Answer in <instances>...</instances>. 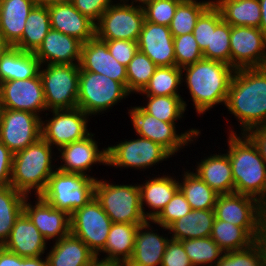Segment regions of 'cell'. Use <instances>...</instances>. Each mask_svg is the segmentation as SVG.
Returning a JSON list of instances; mask_svg holds the SVG:
<instances>
[{"label": "cell", "instance_id": "1", "mask_svg": "<svg viewBox=\"0 0 266 266\" xmlns=\"http://www.w3.org/2000/svg\"><path fill=\"white\" fill-rule=\"evenodd\" d=\"M225 106L240 123L241 134L266 126V67L235 70Z\"/></svg>", "mask_w": 266, "mask_h": 266}, {"label": "cell", "instance_id": "2", "mask_svg": "<svg viewBox=\"0 0 266 266\" xmlns=\"http://www.w3.org/2000/svg\"><path fill=\"white\" fill-rule=\"evenodd\" d=\"M181 71L182 82L186 83L198 114H204L220 103L225 106L230 81L235 71L229 64L202 59L181 68Z\"/></svg>", "mask_w": 266, "mask_h": 266}, {"label": "cell", "instance_id": "3", "mask_svg": "<svg viewBox=\"0 0 266 266\" xmlns=\"http://www.w3.org/2000/svg\"><path fill=\"white\" fill-rule=\"evenodd\" d=\"M230 129L226 151L232 166L234 193L257 198L266 206V163L246 134Z\"/></svg>", "mask_w": 266, "mask_h": 266}, {"label": "cell", "instance_id": "4", "mask_svg": "<svg viewBox=\"0 0 266 266\" xmlns=\"http://www.w3.org/2000/svg\"><path fill=\"white\" fill-rule=\"evenodd\" d=\"M53 148L42 137L27 148L13 154L12 175L10 185L18 192L29 197L40 196L55 171Z\"/></svg>", "mask_w": 266, "mask_h": 266}, {"label": "cell", "instance_id": "5", "mask_svg": "<svg viewBox=\"0 0 266 266\" xmlns=\"http://www.w3.org/2000/svg\"><path fill=\"white\" fill-rule=\"evenodd\" d=\"M97 178L80 173H66L55 168L40 197L56 209L71 215L94 197Z\"/></svg>", "mask_w": 266, "mask_h": 266}, {"label": "cell", "instance_id": "6", "mask_svg": "<svg viewBox=\"0 0 266 266\" xmlns=\"http://www.w3.org/2000/svg\"><path fill=\"white\" fill-rule=\"evenodd\" d=\"M94 197L112 223L143 224L147 221L141 207L140 189L136 183L116 185L97 179Z\"/></svg>", "mask_w": 266, "mask_h": 266}, {"label": "cell", "instance_id": "7", "mask_svg": "<svg viewBox=\"0 0 266 266\" xmlns=\"http://www.w3.org/2000/svg\"><path fill=\"white\" fill-rule=\"evenodd\" d=\"M215 217L244 228L256 241L266 229V206L257 198L245 194H219Z\"/></svg>", "mask_w": 266, "mask_h": 266}, {"label": "cell", "instance_id": "8", "mask_svg": "<svg viewBox=\"0 0 266 266\" xmlns=\"http://www.w3.org/2000/svg\"><path fill=\"white\" fill-rule=\"evenodd\" d=\"M129 95L120 82L110 77L90 71L79 73L77 107L90 117L107 112Z\"/></svg>", "mask_w": 266, "mask_h": 266}, {"label": "cell", "instance_id": "9", "mask_svg": "<svg viewBox=\"0 0 266 266\" xmlns=\"http://www.w3.org/2000/svg\"><path fill=\"white\" fill-rule=\"evenodd\" d=\"M40 66L47 111L77 107L79 94V64Z\"/></svg>", "mask_w": 266, "mask_h": 266}, {"label": "cell", "instance_id": "10", "mask_svg": "<svg viewBox=\"0 0 266 266\" xmlns=\"http://www.w3.org/2000/svg\"><path fill=\"white\" fill-rule=\"evenodd\" d=\"M128 111L137 135L158 143L172 156L185 148L184 146L193 143L201 135V130L194 128L179 134L175 127L177 123L160 121L147 113L141 106L131 107Z\"/></svg>", "mask_w": 266, "mask_h": 266}, {"label": "cell", "instance_id": "11", "mask_svg": "<svg viewBox=\"0 0 266 266\" xmlns=\"http://www.w3.org/2000/svg\"><path fill=\"white\" fill-rule=\"evenodd\" d=\"M113 3L95 24V36L102 41H138L145 20L143 8L119 0Z\"/></svg>", "mask_w": 266, "mask_h": 266}, {"label": "cell", "instance_id": "12", "mask_svg": "<svg viewBox=\"0 0 266 266\" xmlns=\"http://www.w3.org/2000/svg\"><path fill=\"white\" fill-rule=\"evenodd\" d=\"M127 140L116 145H108L107 166L144 171L172 157L164 147L150 139L139 136L137 139Z\"/></svg>", "mask_w": 266, "mask_h": 266}, {"label": "cell", "instance_id": "13", "mask_svg": "<svg viewBox=\"0 0 266 266\" xmlns=\"http://www.w3.org/2000/svg\"><path fill=\"white\" fill-rule=\"evenodd\" d=\"M112 221L93 197L70 215V233L80 238L93 252L105 247Z\"/></svg>", "mask_w": 266, "mask_h": 266}, {"label": "cell", "instance_id": "14", "mask_svg": "<svg viewBox=\"0 0 266 266\" xmlns=\"http://www.w3.org/2000/svg\"><path fill=\"white\" fill-rule=\"evenodd\" d=\"M42 116L21 110L0 109V141L17 153L38 141L41 135Z\"/></svg>", "mask_w": 266, "mask_h": 266}, {"label": "cell", "instance_id": "15", "mask_svg": "<svg viewBox=\"0 0 266 266\" xmlns=\"http://www.w3.org/2000/svg\"><path fill=\"white\" fill-rule=\"evenodd\" d=\"M50 112L53 117L42 120L41 135L52 147L59 150L62 146L82 140L91 133L87 125L90 116L82 109L76 107Z\"/></svg>", "mask_w": 266, "mask_h": 266}, {"label": "cell", "instance_id": "16", "mask_svg": "<svg viewBox=\"0 0 266 266\" xmlns=\"http://www.w3.org/2000/svg\"><path fill=\"white\" fill-rule=\"evenodd\" d=\"M230 66L234 70L266 67V38L259 28L231 26Z\"/></svg>", "mask_w": 266, "mask_h": 266}, {"label": "cell", "instance_id": "17", "mask_svg": "<svg viewBox=\"0 0 266 266\" xmlns=\"http://www.w3.org/2000/svg\"><path fill=\"white\" fill-rule=\"evenodd\" d=\"M0 107L28 111L38 116L47 111L40 74L26 80L0 83Z\"/></svg>", "mask_w": 266, "mask_h": 266}, {"label": "cell", "instance_id": "18", "mask_svg": "<svg viewBox=\"0 0 266 266\" xmlns=\"http://www.w3.org/2000/svg\"><path fill=\"white\" fill-rule=\"evenodd\" d=\"M94 135L91 132L82 140L62 146L58 150L61 153L58 157L64 163L58 165L57 169L66 173L89 175L87 173L92 169V165H107V148L104 147L100 150L99 145H97L98 142L93 138Z\"/></svg>", "mask_w": 266, "mask_h": 266}, {"label": "cell", "instance_id": "19", "mask_svg": "<svg viewBox=\"0 0 266 266\" xmlns=\"http://www.w3.org/2000/svg\"><path fill=\"white\" fill-rule=\"evenodd\" d=\"M35 204L28 202L26 197L23 212L40 231L43 237L49 240H60L70 233V215L45 202L40 196H35Z\"/></svg>", "mask_w": 266, "mask_h": 266}, {"label": "cell", "instance_id": "20", "mask_svg": "<svg viewBox=\"0 0 266 266\" xmlns=\"http://www.w3.org/2000/svg\"><path fill=\"white\" fill-rule=\"evenodd\" d=\"M80 71H90L110 77L127 89L126 66L120 64L109 52L106 42L96 36L82 43Z\"/></svg>", "mask_w": 266, "mask_h": 266}, {"label": "cell", "instance_id": "21", "mask_svg": "<svg viewBox=\"0 0 266 266\" xmlns=\"http://www.w3.org/2000/svg\"><path fill=\"white\" fill-rule=\"evenodd\" d=\"M174 37L169 26L144 20L137 44L138 50L160 66H175Z\"/></svg>", "mask_w": 266, "mask_h": 266}, {"label": "cell", "instance_id": "22", "mask_svg": "<svg viewBox=\"0 0 266 266\" xmlns=\"http://www.w3.org/2000/svg\"><path fill=\"white\" fill-rule=\"evenodd\" d=\"M81 47L77 38L51 28L34 54L41 65L80 64Z\"/></svg>", "mask_w": 266, "mask_h": 266}, {"label": "cell", "instance_id": "23", "mask_svg": "<svg viewBox=\"0 0 266 266\" xmlns=\"http://www.w3.org/2000/svg\"><path fill=\"white\" fill-rule=\"evenodd\" d=\"M51 28L86 43L95 36V24L71 2L47 5Z\"/></svg>", "mask_w": 266, "mask_h": 266}, {"label": "cell", "instance_id": "24", "mask_svg": "<svg viewBox=\"0 0 266 266\" xmlns=\"http://www.w3.org/2000/svg\"><path fill=\"white\" fill-rule=\"evenodd\" d=\"M47 243L28 216L22 212L15 220L3 247L21 257H40L47 250Z\"/></svg>", "mask_w": 266, "mask_h": 266}, {"label": "cell", "instance_id": "25", "mask_svg": "<svg viewBox=\"0 0 266 266\" xmlns=\"http://www.w3.org/2000/svg\"><path fill=\"white\" fill-rule=\"evenodd\" d=\"M151 224L153 221L147 220L139 225L135 236L134 251L126 266H161L170 238L157 233L158 229L153 230Z\"/></svg>", "mask_w": 266, "mask_h": 266}, {"label": "cell", "instance_id": "26", "mask_svg": "<svg viewBox=\"0 0 266 266\" xmlns=\"http://www.w3.org/2000/svg\"><path fill=\"white\" fill-rule=\"evenodd\" d=\"M167 174L152 177L143 184H138L140 189L141 207L146 220L153 221L179 190L178 179ZM146 204V205H145ZM151 211L145 212V207Z\"/></svg>", "mask_w": 266, "mask_h": 266}, {"label": "cell", "instance_id": "27", "mask_svg": "<svg viewBox=\"0 0 266 266\" xmlns=\"http://www.w3.org/2000/svg\"><path fill=\"white\" fill-rule=\"evenodd\" d=\"M39 0H0V35L14 47L22 38L26 19Z\"/></svg>", "mask_w": 266, "mask_h": 266}, {"label": "cell", "instance_id": "28", "mask_svg": "<svg viewBox=\"0 0 266 266\" xmlns=\"http://www.w3.org/2000/svg\"><path fill=\"white\" fill-rule=\"evenodd\" d=\"M196 163V174L218 194L234 193L232 166L227 152L211 154Z\"/></svg>", "mask_w": 266, "mask_h": 266}, {"label": "cell", "instance_id": "29", "mask_svg": "<svg viewBox=\"0 0 266 266\" xmlns=\"http://www.w3.org/2000/svg\"><path fill=\"white\" fill-rule=\"evenodd\" d=\"M49 251L46 253L49 266H88L95 255L80 238L71 233L55 241Z\"/></svg>", "mask_w": 266, "mask_h": 266}, {"label": "cell", "instance_id": "30", "mask_svg": "<svg viewBox=\"0 0 266 266\" xmlns=\"http://www.w3.org/2000/svg\"><path fill=\"white\" fill-rule=\"evenodd\" d=\"M40 66L33 52L10 47L0 59V83L36 77Z\"/></svg>", "mask_w": 266, "mask_h": 266}, {"label": "cell", "instance_id": "31", "mask_svg": "<svg viewBox=\"0 0 266 266\" xmlns=\"http://www.w3.org/2000/svg\"><path fill=\"white\" fill-rule=\"evenodd\" d=\"M215 220L214 210H195L173 222L168 228L171 239L185 240L210 237Z\"/></svg>", "mask_w": 266, "mask_h": 266}, {"label": "cell", "instance_id": "32", "mask_svg": "<svg viewBox=\"0 0 266 266\" xmlns=\"http://www.w3.org/2000/svg\"><path fill=\"white\" fill-rule=\"evenodd\" d=\"M222 19L230 26L259 28L261 10L259 0H213Z\"/></svg>", "mask_w": 266, "mask_h": 266}, {"label": "cell", "instance_id": "33", "mask_svg": "<svg viewBox=\"0 0 266 266\" xmlns=\"http://www.w3.org/2000/svg\"><path fill=\"white\" fill-rule=\"evenodd\" d=\"M141 224L112 223L105 247L100 251L107 258L116 259L125 265L134 251L136 231Z\"/></svg>", "mask_w": 266, "mask_h": 266}, {"label": "cell", "instance_id": "34", "mask_svg": "<svg viewBox=\"0 0 266 266\" xmlns=\"http://www.w3.org/2000/svg\"><path fill=\"white\" fill-rule=\"evenodd\" d=\"M51 29L48 7L38 3L26 19L21 40L14 46L26 52H35Z\"/></svg>", "mask_w": 266, "mask_h": 266}, {"label": "cell", "instance_id": "35", "mask_svg": "<svg viewBox=\"0 0 266 266\" xmlns=\"http://www.w3.org/2000/svg\"><path fill=\"white\" fill-rule=\"evenodd\" d=\"M186 170L179 180V190L192 209L214 210L218 193L205 183L194 171ZM181 181V182H180Z\"/></svg>", "mask_w": 266, "mask_h": 266}, {"label": "cell", "instance_id": "36", "mask_svg": "<svg viewBox=\"0 0 266 266\" xmlns=\"http://www.w3.org/2000/svg\"><path fill=\"white\" fill-rule=\"evenodd\" d=\"M26 197L11 185L0 187V246L7 241L15 220L23 212Z\"/></svg>", "mask_w": 266, "mask_h": 266}, {"label": "cell", "instance_id": "37", "mask_svg": "<svg viewBox=\"0 0 266 266\" xmlns=\"http://www.w3.org/2000/svg\"><path fill=\"white\" fill-rule=\"evenodd\" d=\"M226 253L250 247L256 240L242 227L215 217L210 236Z\"/></svg>", "mask_w": 266, "mask_h": 266}, {"label": "cell", "instance_id": "38", "mask_svg": "<svg viewBox=\"0 0 266 266\" xmlns=\"http://www.w3.org/2000/svg\"><path fill=\"white\" fill-rule=\"evenodd\" d=\"M181 68L175 66L157 67L149 83L139 92V95L149 96H181L179 87L182 85Z\"/></svg>", "mask_w": 266, "mask_h": 266}, {"label": "cell", "instance_id": "39", "mask_svg": "<svg viewBox=\"0 0 266 266\" xmlns=\"http://www.w3.org/2000/svg\"><path fill=\"white\" fill-rule=\"evenodd\" d=\"M212 3L213 0H182L169 25L173 37L193 33L198 18Z\"/></svg>", "mask_w": 266, "mask_h": 266}, {"label": "cell", "instance_id": "40", "mask_svg": "<svg viewBox=\"0 0 266 266\" xmlns=\"http://www.w3.org/2000/svg\"><path fill=\"white\" fill-rule=\"evenodd\" d=\"M145 96L147 105L141 107L158 120L177 123L176 121L182 119L187 104L181 96Z\"/></svg>", "mask_w": 266, "mask_h": 266}, {"label": "cell", "instance_id": "41", "mask_svg": "<svg viewBox=\"0 0 266 266\" xmlns=\"http://www.w3.org/2000/svg\"><path fill=\"white\" fill-rule=\"evenodd\" d=\"M181 242L193 266H215L224 253L211 237L185 239Z\"/></svg>", "mask_w": 266, "mask_h": 266}, {"label": "cell", "instance_id": "42", "mask_svg": "<svg viewBox=\"0 0 266 266\" xmlns=\"http://www.w3.org/2000/svg\"><path fill=\"white\" fill-rule=\"evenodd\" d=\"M158 66L141 51H137L127 65V91L138 94L149 83L151 76Z\"/></svg>", "mask_w": 266, "mask_h": 266}, {"label": "cell", "instance_id": "43", "mask_svg": "<svg viewBox=\"0 0 266 266\" xmlns=\"http://www.w3.org/2000/svg\"><path fill=\"white\" fill-rule=\"evenodd\" d=\"M231 26L222 20L215 28H211L210 45L203 51V59L218 60L230 65Z\"/></svg>", "mask_w": 266, "mask_h": 266}, {"label": "cell", "instance_id": "44", "mask_svg": "<svg viewBox=\"0 0 266 266\" xmlns=\"http://www.w3.org/2000/svg\"><path fill=\"white\" fill-rule=\"evenodd\" d=\"M215 266H266L261 239L248 248L223 253Z\"/></svg>", "mask_w": 266, "mask_h": 266}, {"label": "cell", "instance_id": "45", "mask_svg": "<svg viewBox=\"0 0 266 266\" xmlns=\"http://www.w3.org/2000/svg\"><path fill=\"white\" fill-rule=\"evenodd\" d=\"M176 66L183 68L203 59V52L198 46L193 33L174 37Z\"/></svg>", "mask_w": 266, "mask_h": 266}, {"label": "cell", "instance_id": "46", "mask_svg": "<svg viewBox=\"0 0 266 266\" xmlns=\"http://www.w3.org/2000/svg\"><path fill=\"white\" fill-rule=\"evenodd\" d=\"M222 20L220 10L213 3L198 18L193 35L202 52L210 45L211 28H215Z\"/></svg>", "mask_w": 266, "mask_h": 266}, {"label": "cell", "instance_id": "47", "mask_svg": "<svg viewBox=\"0 0 266 266\" xmlns=\"http://www.w3.org/2000/svg\"><path fill=\"white\" fill-rule=\"evenodd\" d=\"M192 211L184 195L178 190L161 213L153 220V224L158 225L161 229L167 228L176 220L185 216Z\"/></svg>", "mask_w": 266, "mask_h": 266}, {"label": "cell", "instance_id": "48", "mask_svg": "<svg viewBox=\"0 0 266 266\" xmlns=\"http://www.w3.org/2000/svg\"><path fill=\"white\" fill-rule=\"evenodd\" d=\"M182 0H154L144 9L145 20L164 26H169L178 4Z\"/></svg>", "mask_w": 266, "mask_h": 266}, {"label": "cell", "instance_id": "49", "mask_svg": "<svg viewBox=\"0 0 266 266\" xmlns=\"http://www.w3.org/2000/svg\"><path fill=\"white\" fill-rule=\"evenodd\" d=\"M105 42L110 54L126 67L138 51L137 41L117 39Z\"/></svg>", "mask_w": 266, "mask_h": 266}, {"label": "cell", "instance_id": "50", "mask_svg": "<svg viewBox=\"0 0 266 266\" xmlns=\"http://www.w3.org/2000/svg\"><path fill=\"white\" fill-rule=\"evenodd\" d=\"M74 7L94 24L102 14L114 3L113 0H72Z\"/></svg>", "mask_w": 266, "mask_h": 266}, {"label": "cell", "instance_id": "51", "mask_svg": "<svg viewBox=\"0 0 266 266\" xmlns=\"http://www.w3.org/2000/svg\"><path fill=\"white\" fill-rule=\"evenodd\" d=\"M161 266H193L185 252L183 244L179 240L168 241Z\"/></svg>", "mask_w": 266, "mask_h": 266}, {"label": "cell", "instance_id": "52", "mask_svg": "<svg viewBox=\"0 0 266 266\" xmlns=\"http://www.w3.org/2000/svg\"><path fill=\"white\" fill-rule=\"evenodd\" d=\"M13 153L0 141V187L10 185Z\"/></svg>", "mask_w": 266, "mask_h": 266}, {"label": "cell", "instance_id": "53", "mask_svg": "<svg viewBox=\"0 0 266 266\" xmlns=\"http://www.w3.org/2000/svg\"><path fill=\"white\" fill-rule=\"evenodd\" d=\"M246 135L257 146L260 156L266 163V126L252 128Z\"/></svg>", "mask_w": 266, "mask_h": 266}, {"label": "cell", "instance_id": "54", "mask_svg": "<svg viewBox=\"0 0 266 266\" xmlns=\"http://www.w3.org/2000/svg\"><path fill=\"white\" fill-rule=\"evenodd\" d=\"M0 266H21V256L0 246Z\"/></svg>", "mask_w": 266, "mask_h": 266}, {"label": "cell", "instance_id": "55", "mask_svg": "<svg viewBox=\"0 0 266 266\" xmlns=\"http://www.w3.org/2000/svg\"><path fill=\"white\" fill-rule=\"evenodd\" d=\"M100 255H101L100 253L95 254L90 260L88 266H126L124 263L116 259L103 257L100 260Z\"/></svg>", "mask_w": 266, "mask_h": 266}, {"label": "cell", "instance_id": "56", "mask_svg": "<svg viewBox=\"0 0 266 266\" xmlns=\"http://www.w3.org/2000/svg\"><path fill=\"white\" fill-rule=\"evenodd\" d=\"M21 266H49L47 257H21Z\"/></svg>", "mask_w": 266, "mask_h": 266}, {"label": "cell", "instance_id": "57", "mask_svg": "<svg viewBox=\"0 0 266 266\" xmlns=\"http://www.w3.org/2000/svg\"><path fill=\"white\" fill-rule=\"evenodd\" d=\"M261 10V21L259 29L264 33L266 38V0H259Z\"/></svg>", "mask_w": 266, "mask_h": 266}, {"label": "cell", "instance_id": "58", "mask_svg": "<svg viewBox=\"0 0 266 266\" xmlns=\"http://www.w3.org/2000/svg\"><path fill=\"white\" fill-rule=\"evenodd\" d=\"M124 2L131 4L134 6H137L139 8H145L148 4H150L151 2H153L154 0H131V2L129 0H123ZM130 2V3H129ZM135 2V3H134ZM138 2V3H137ZM139 4V5H138Z\"/></svg>", "mask_w": 266, "mask_h": 266}, {"label": "cell", "instance_id": "59", "mask_svg": "<svg viewBox=\"0 0 266 266\" xmlns=\"http://www.w3.org/2000/svg\"><path fill=\"white\" fill-rule=\"evenodd\" d=\"M11 46L6 42V40L0 35V59L5 54V52L10 48Z\"/></svg>", "mask_w": 266, "mask_h": 266}, {"label": "cell", "instance_id": "60", "mask_svg": "<svg viewBox=\"0 0 266 266\" xmlns=\"http://www.w3.org/2000/svg\"><path fill=\"white\" fill-rule=\"evenodd\" d=\"M39 2L45 5H50L53 3L72 2V0H39Z\"/></svg>", "mask_w": 266, "mask_h": 266}, {"label": "cell", "instance_id": "61", "mask_svg": "<svg viewBox=\"0 0 266 266\" xmlns=\"http://www.w3.org/2000/svg\"><path fill=\"white\" fill-rule=\"evenodd\" d=\"M261 243L264 248L265 256H266V229L264 230L262 236H261Z\"/></svg>", "mask_w": 266, "mask_h": 266}]
</instances>
